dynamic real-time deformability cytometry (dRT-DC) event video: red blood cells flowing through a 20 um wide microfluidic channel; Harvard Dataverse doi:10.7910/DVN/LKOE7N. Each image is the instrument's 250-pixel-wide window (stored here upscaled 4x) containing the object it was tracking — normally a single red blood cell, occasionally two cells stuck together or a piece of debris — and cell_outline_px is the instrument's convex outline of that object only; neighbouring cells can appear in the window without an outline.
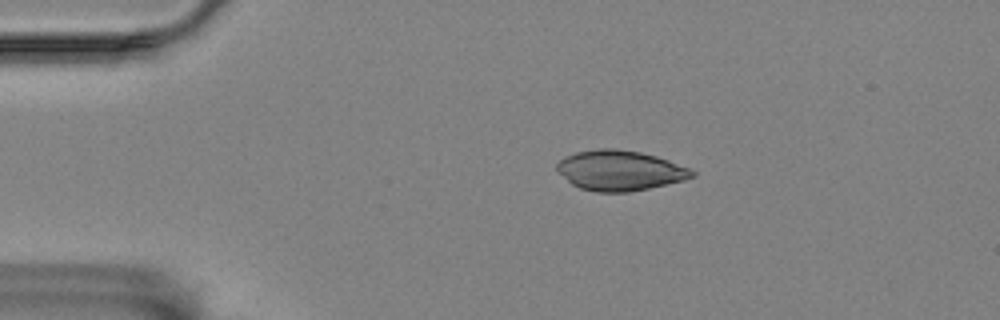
{"species": "Egyptian fruit bat (a non-hibernating species)", "species_latin": "Rousettus aegyptiacus", "temperature_condition": "room temperature", "stored_images_in_passage": 47, "camera_frame_rate_fps": 3000, "um_per_image_px": 0.085, "animal": {"sex": "female"}, "frame": {"image": 1, "passage_image": 1, "time_ms": 0.0, "image_size_px": [1000, 320], "cell_outline_px": [[696, 176], [684, 180], [648, 188], [628, 192], [596, 192], [580, 188], [572, 184], [556, 168], [556, 164], [564, 156], [576, 152], [600, 148], [616, 148], [640, 152], [656, 156], [668, 160], [688, 168], [696, 172]], "centroid_in_image_um": [52.69, 14.48], "position_along_channel_um": 32.3, "area_um2": 31.44}}
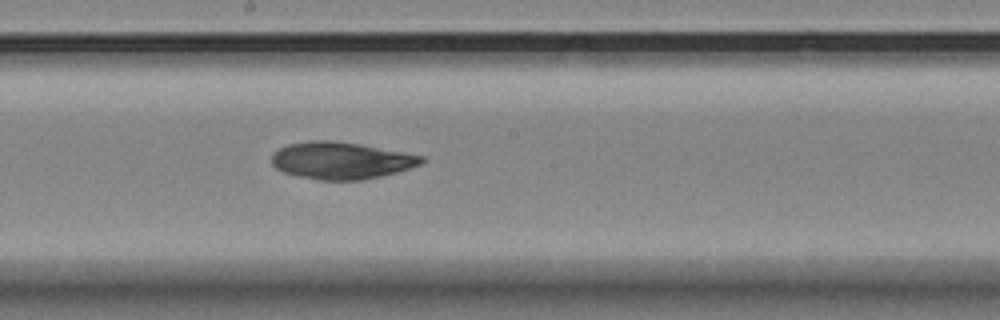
{"frame": {"image": 2, "passage_image": 21, "time_ms": 6.667, "image_size_px": [1000, 320], "cell_outline_px": [[428, 160], [420, 164], [396, 172], [380, 176], [360, 180], [320, 180], [300, 176], [284, 172], [276, 168], [272, 164], [272, 152], [288, 144], [312, 140], [332, 140], [360, 144], [424, 156]], "centroid_in_image_um": [28.99, 13.63], "position_along_channel_um": 219.2, "area_um2": 32.19}}
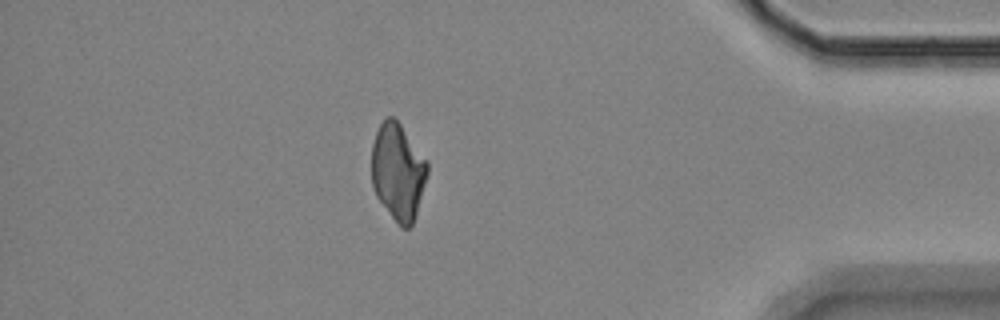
{"frame": {"image": 3, "passage_image": 40, "time_ms": 13.0, "image_size_px": [1000, 320], "cell_outline_px": [[428, 172], [416, 212], [412, 224], [408, 228], [400, 228], [376, 196], [372, 188], [372, 144], [376, 132], [380, 124], [388, 116], [392, 116], [400, 124], [428, 160]], "centroid_in_image_um": [33.82, 14.59], "position_along_channel_um": 401.4, "area_um2": 31.33}}